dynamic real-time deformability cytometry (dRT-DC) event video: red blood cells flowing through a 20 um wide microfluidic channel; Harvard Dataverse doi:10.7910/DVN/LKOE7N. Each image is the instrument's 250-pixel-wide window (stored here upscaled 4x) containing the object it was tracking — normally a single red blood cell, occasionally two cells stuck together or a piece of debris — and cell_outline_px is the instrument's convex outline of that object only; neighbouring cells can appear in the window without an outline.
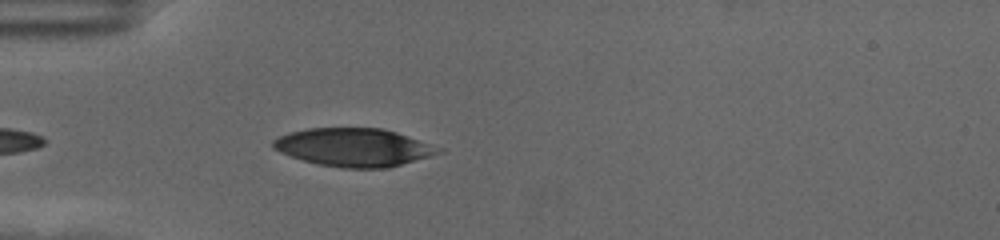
{"species": "human", "species_latin": "Homo sapiens", "temperature_condition": "cold", "stored_images_in_passage": 41, "camera_frame_rate_fps": 3000, "um_per_image_px": 0.085, "donor": {"sex": "female"}, "frame": {"image": 1, "passage_image": 4, "time_ms": 1.0, "image_size_px": [1000, 240], "cell_outline_px": [[444, 152], [400, 164], [384, 168], [344, 168], [316, 164], [280, 152], [272, 148], [272, 140], [280, 136], [292, 132], [308, 128], [384, 128], [444, 148]], "centroid_in_image_um": [30.08, 12.52], "position_along_channel_um": 54.9, "area_um2": 36.59}}
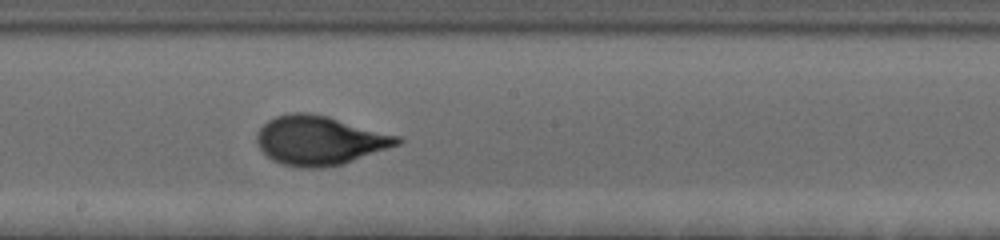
{"frame": {"image": 2, "passage_image": 19, "time_ms": 6.0, "image_size_px": [1000, 240], "cell_outline_px": [[404, 140], [400, 144], [344, 164], [324, 168], [300, 168], [280, 164], [272, 160], [260, 148], [256, 140], [256, 132], [268, 120], [276, 116], [292, 112], [308, 112], [328, 116], [400, 136]], "centroid_in_image_um": [27.17, 11.94], "position_along_channel_um": 221.0, "area_um2": 40.52}}
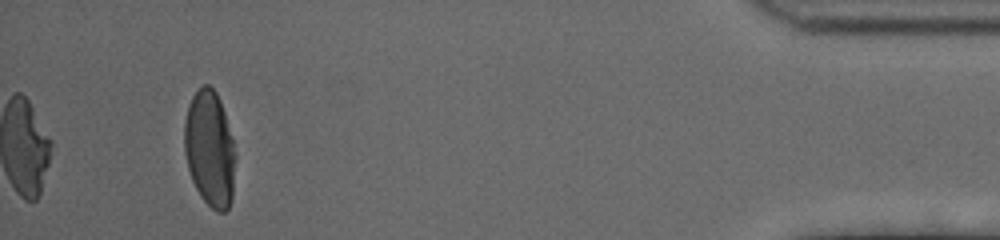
{"frame": {"image": 3, "passage_image": 41, "time_ms": 13.333, "image_size_px": [1000, 240], "cell_outline_px": [[236, 156], [232, 200], [228, 208], [224, 212], [216, 212], [200, 196], [192, 180], [188, 168], [184, 152], [184, 120], [188, 104], [192, 96], [204, 84], [208, 84], [216, 92], [220, 100], [224, 112], [236, 152]], "centroid_in_image_um": [17.83, 12.66], "position_along_channel_um": 417.4, "area_um2": 34.74}, "authors_computed_cell_mechanics": {"area_um2": 38.5526, "velocity_mm_per_s": 3.5198, "shape_relaxation_time_tau1_ms": 3.6563, "shape_relaxation_time_tau2_ms": null, "deformation_change_tau1": 0.1878, "deformation_change_tau2": null}}